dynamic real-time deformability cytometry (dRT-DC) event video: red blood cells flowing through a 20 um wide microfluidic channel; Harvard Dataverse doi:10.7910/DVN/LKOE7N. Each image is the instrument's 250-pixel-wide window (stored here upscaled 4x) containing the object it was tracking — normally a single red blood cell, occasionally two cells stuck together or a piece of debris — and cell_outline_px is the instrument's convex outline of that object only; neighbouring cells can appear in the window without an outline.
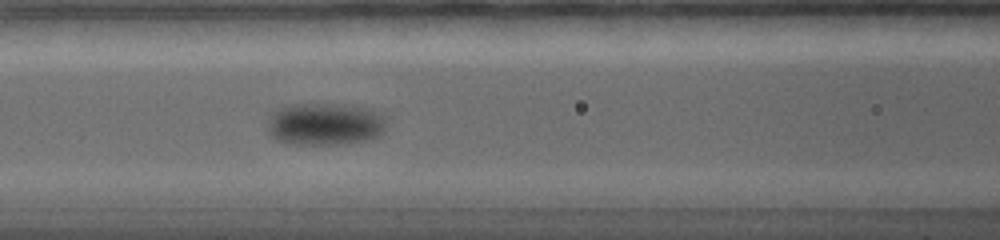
{"species": "common noctule bat (a hibernating species)", "species_latin": "Nyctalus noctula", "temperature_condition": "warm", "stored_images_in_passage": 12, "camera_frame_rate_fps": 5000, "um_per_image_px": 0.085, "animal": {"sex": "female", "body_mass_g": 19.0, "forearm_length_mm": 56.7}, "frame": {"image": 1, "passage_image": 4, "time_ms": 2.0, "image_size_px": [1000, 240], "cell_outline_px": [[388, 116], [384, 132], [376, 136], [364, 140], [336, 144], [292, 144], [276, 140], [268, 132], [268, 112], [276, 108], [292, 104], [344, 104], [372, 108]], "centroid_in_image_um": [27.62, 10.51], "position_along_channel_um": 139.0, "area_um2": 30.0}}